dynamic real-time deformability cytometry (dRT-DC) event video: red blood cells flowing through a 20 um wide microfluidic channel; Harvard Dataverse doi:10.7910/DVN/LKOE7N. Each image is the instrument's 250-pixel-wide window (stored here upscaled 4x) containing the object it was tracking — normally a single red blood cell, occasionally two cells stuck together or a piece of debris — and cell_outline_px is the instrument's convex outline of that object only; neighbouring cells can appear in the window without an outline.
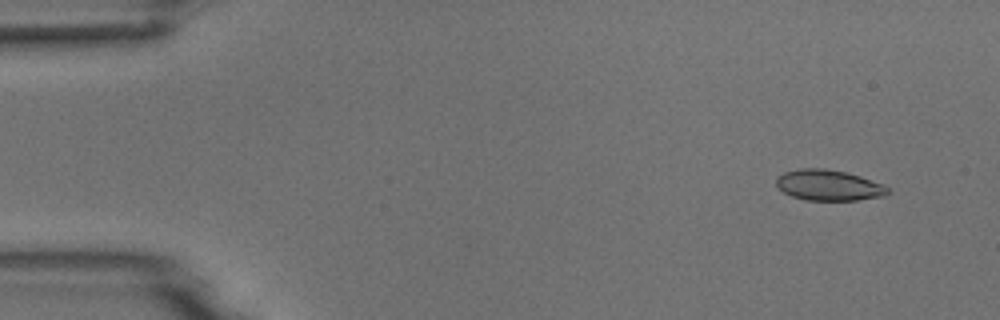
{"species": "common noctule bat (a hibernating species)", "species_latin": "Nyctalus noctula", "temperature_condition": "room temperature", "stored_images_in_passage": 4, "camera_frame_rate_fps": 3000, "um_per_image_px": 0.085, "animal": {"sex": "male", "body_mass_g": 18.8}, "frame": {"image": 1, "passage_image": 1, "time_ms": 0.0, "image_size_px": [1000, 320], "cell_outline_px": [[892, 192], [884, 196], [856, 200], [804, 200], [792, 196], [776, 188], [776, 176], [784, 172], [800, 168], [824, 168], [844, 172], [860, 176], [880, 184], [888, 188]], "centroid_in_image_um": [70.39, 15.74], "position_along_channel_um": 14.6, "area_um2": 20.0}}
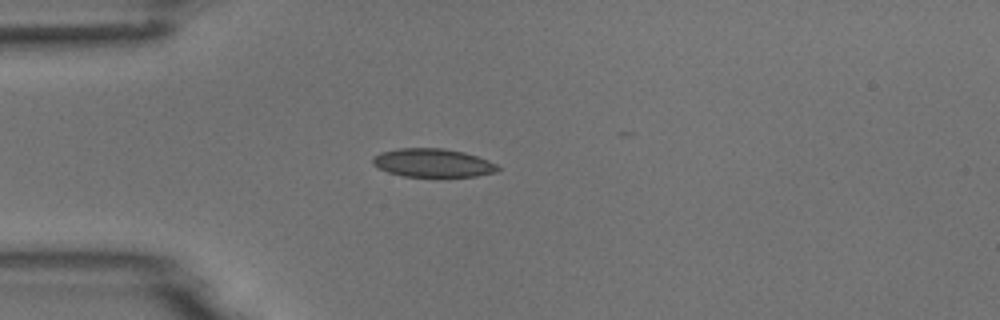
{"frame": {"image": 2, "passage_image": 4, "time_ms": 3.333, "image_size_px": [1000, 320], "cell_outline_px": [[500, 168], [496, 172], [476, 176], [404, 176], [388, 172], [372, 164], [372, 156], [380, 152], [400, 148], [444, 148], [464, 152], [488, 160], [496, 164]], "centroid_in_image_um": [36.77, 13.83], "position_along_channel_um": 48.2, "area_um2": 20.63}}